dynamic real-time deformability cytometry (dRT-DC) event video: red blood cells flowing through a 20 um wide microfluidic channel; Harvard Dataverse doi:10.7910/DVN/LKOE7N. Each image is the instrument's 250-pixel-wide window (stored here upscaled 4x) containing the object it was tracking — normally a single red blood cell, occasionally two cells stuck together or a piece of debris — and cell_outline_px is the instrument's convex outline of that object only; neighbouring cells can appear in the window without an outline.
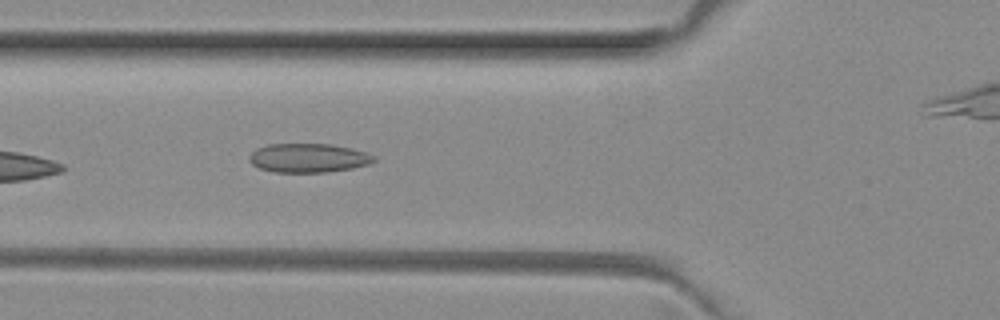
{"species": "common noctule bat (a hibernating species)", "species_latin": "Nyctalus noctula", "temperature_condition": "room temperature", "stored_images_in_passage": 7, "camera_frame_rate_fps": 3000, "um_per_image_px": 0.085, "animal": {"sex": "female", "body_mass_g": 29.2, "forearm_length_mm": 56.3}, "frame": {"image": 1, "passage_image": 7, "time_ms": 2.0, "image_size_px": [1000, 320], "cell_outline_px": [[376, 160], [368, 164], [352, 168], [328, 172], [272, 172], [260, 168], [252, 164], [248, 160], [248, 156], [256, 148], [268, 144], [332, 144], [352, 148], [376, 156]], "centroid_in_image_um": [26.19, 13.42], "position_along_channel_um": 99.6, "area_um2": 21.15}}